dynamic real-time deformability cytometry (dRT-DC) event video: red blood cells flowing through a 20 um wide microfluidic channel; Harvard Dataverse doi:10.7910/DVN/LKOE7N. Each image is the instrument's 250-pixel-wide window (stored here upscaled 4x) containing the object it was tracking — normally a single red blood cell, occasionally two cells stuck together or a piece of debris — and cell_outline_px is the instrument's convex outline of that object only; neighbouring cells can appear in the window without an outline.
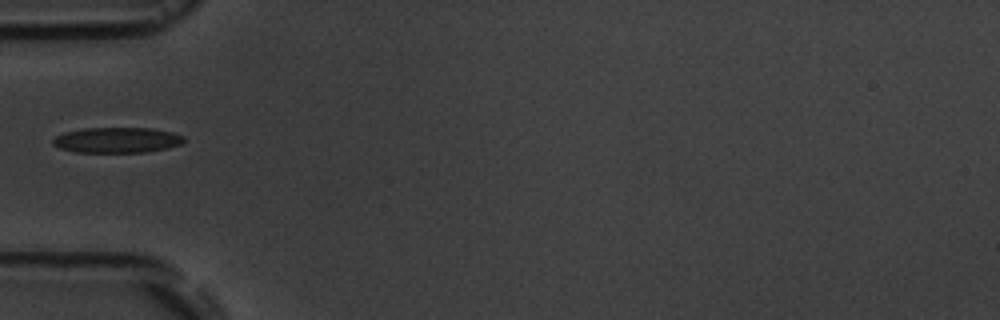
{"species": "common noctule bat (a hibernating species)", "species_latin": "Nyctalus noctula", "temperature_condition": "room temperature", "stored_images_in_passage": 12, "camera_frame_rate_fps": 3000, "um_per_image_px": 0.085, "animal": {"sex": "male", "body_mass_g": 19.5, "forearm_length_mm": 54.6}, "frame": {"image": 1, "passage_image": 1, "time_ms": 0.0, "image_size_px": [1000, 320], "cell_outline_px": [[184, 140], [180, 144], [168, 148], [144, 152], [76, 152], [60, 148], [52, 144], [52, 140], [56, 136], [64, 132], [84, 128], [152, 128], [172, 132], [184, 136]], "centroid_in_image_um": [9.94, 11.9], "position_along_channel_um": 75.1, "area_um2": 19.42}}
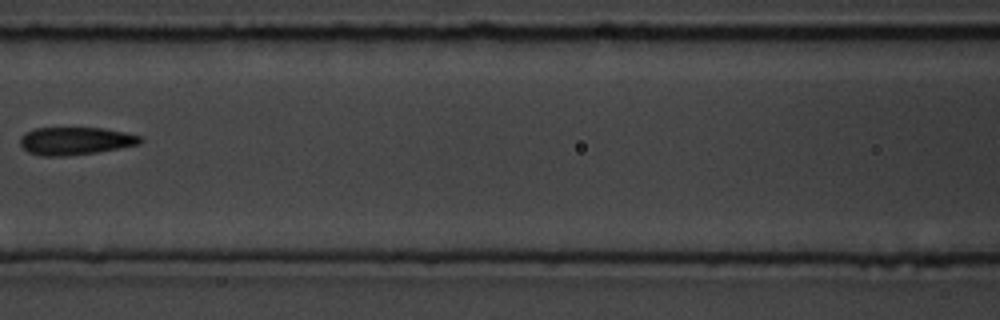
{"frame": {"image": 2, "passage_image": 3, "time_ms": 2.333, "image_size_px": [1000, 320], "cell_outline_px": [[144, 140], [140, 144], [120, 148], [96, 152], [68, 156], [40, 156], [28, 152], [20, 144], [20, 140], [24, 132], [36, 128], [104, 128], [124, 132], [140, 136]], "centroid_in_image_um": [6.41, 11.98], "position_along_channel_um": 160.2, "area_um2": 19.48}}
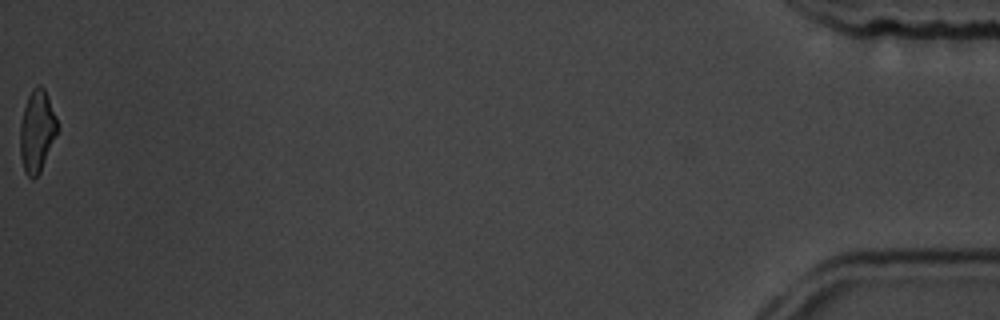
{"frame": {"image": 3, "passage_image": 12, "time_ms": 12.667, "image_size_px": [1000, 320], "cell_outline_px": [[56, 136], [40, 172], [32, 180], [24, 172], [20, 156], [20, 124], [24, 108], [28, 96], [32, 88], [36, 84], [40, 84], [44, 88], [56, 116]], "centroid_in_image_um": [3.12, 11.15], "position_along_channel_um": 432.1, "area_um2": 17.69}}